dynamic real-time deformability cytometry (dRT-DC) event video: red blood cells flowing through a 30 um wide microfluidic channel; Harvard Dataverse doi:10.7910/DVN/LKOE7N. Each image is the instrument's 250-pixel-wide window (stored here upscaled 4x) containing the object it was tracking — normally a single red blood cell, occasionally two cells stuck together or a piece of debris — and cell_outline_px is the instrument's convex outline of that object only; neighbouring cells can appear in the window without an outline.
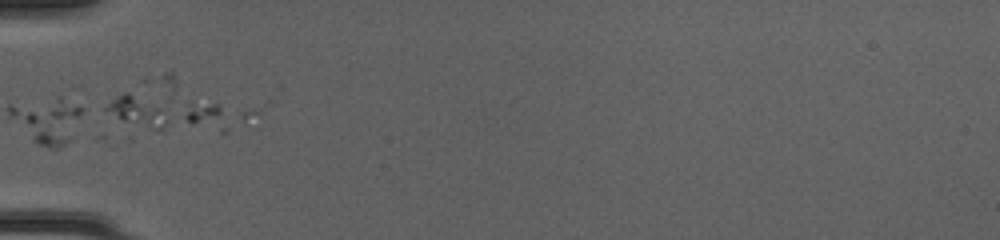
{"species": "common noctule bat (a hibernating species)", "species_latin": "Nyctalus noctula", "temperature_condition": "cold", "stored_images_in_passage": 39, "camera_frame_rate_fps": 3000, "um_per_image_px": 0.085, "animal": {"sex": "female", "body_mass_g": 20.0, "forearm_length_mm": 54.0}, "frame": {"image": 1, "passage_image": 4, "time_ms": 1.0, "image_size_px": [1000, 240], "cell_outline_px": [[168, 120], [160, 128], [152, 128], [124, 120], [104, 108], [108, 104], [124, 92], [164, 104]], "centroid_in_image_um": [11.79, 9.4], "position_along_channel_um": 73.2, "area_um2": 10.17}}